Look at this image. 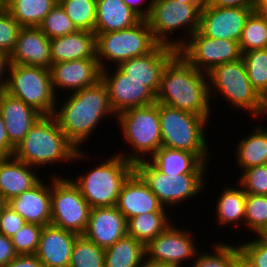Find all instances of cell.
Listing matches in <instances>:
<instances>
[{"instance_id": "6da1fadb", "label": "cell", "mask_w": 267, "mask_h": 267, "mask_svg": "<svg viewBox=\"0 0 267 267\" xmlns=\"http://www.w3.org/2000/svg\"><path fill=\"white\" fill-rule=\"evenodd\" d=\"M65 93L67 100L64 98L61 104L56 102L58 106L52 116L67 139L80 150L84 145L82 143L87 142L88 137L94 134L102 119L112 115V118H117V115L111 107L108 89L102 79L77 92Z\"/></svg>"}, {"instance_id": "7a4b0ae2", "label": "cell", "mask_w": 267, "mask_h": 267, "mask_svg": "<svg viewBox=\"0 0 267 267\" xmlns=\"http://www.w3.org/2000/svg\"><path fill=\"white\" fill-rule=\"evenodd\" d=\"M207 79L206 73L197 70L177 54L163 70L156 102L211 117L213 109Z\"/></svg>"}, {"instance_id": "3957f363", "label": "cell", "mask_w": 267, "mask_h": 267, "mask_svg": "<svg viewBox=\"0 0 267 267\" xmlns=\"http://www.w3.org/2000/svg\"><path fill=\"white\" fill-rule=\"evenodd\" d=\"M86 155L82 149L78 150L67 139L52 115L42 116L16 146L13 154L21 162L37 169L46 167L50 163L52 165L57 162L60 164L79 162Z\"/></svg>"}, {"instance_id": "277c9868", "label": "cell", "mask_w": 267, "mask_h": 267, "mask_svg": "<svg viewBox=\"0 0 267 267\" xmlns=\"http://www.w3.org/2000/svg\"><path fill=\"white\" fill-rule=\"evenodd\" d=\"M135 171L133 162L120 154L108 158L79 176L70 177L90 208L116 206L123 184Z\"/></svg>"}, {"instance_id": "5b68a950", "label": "cell", "mask_w": 267, "mask_h": 267, "mask_svg": "<svg viewBox=\"0 0 267 267\" xmlns=\"http://www.w3.org/2000/svg\"><path fill=\"white\" fill-rule=\"evenodd\" d=\"M158 110L162 146L195 153L208 163L212 152L208 150L205 127L210 122V118L160 103H158Z\"/></svg>"}, {"instance_id": "8992f818", "label": "cell", "mask_w": 267, "mask_h": 267, "mask_svg": "<svg viewBox=\"0 0 267 267\" xmlns=\"http://www.w3.org/2000/svg\"><path fill=\"white\" fill-rule=\"evenodd\" d=\"M124 141L133 153H119L133 162L149 159L161 146V126L158 103L128 109L117 115L115 119ZM146 157H145V156Z\"/></svg>"}, {"instance_id": "52a82bcc", "label": "cell", "mask_w": 267, "mask_h": 267, "mask_svg": "<svg viewBox=\"0 0 267 267\" xmlns=\"http://www.w3.org/2000/svg\"><path fill=\"white\" fill-rule=\"evenodd\" d=\"M200 13L201 9L192 3L154 0L146 20L159 44L179 50L189 37L199 30ZM179 29L187 32H184L185 35L183 34L180 39L171 38V35L174 36Z\"/></svg>"}, {"instance_id": "ba28073f", "label": "cell", "mask_w": 267, "mask_h": 267, "mask_svg": "<svg viewBox=\"0 0 267 267\" xmlns=\"http://www.w3.org/2000/svg\"><path fill=\"white\" fill-rule=\"evenodd\" d=\"M207 76L210 99L213 96L217 99L220 94L232 108L248 111L251 117L262 119L260 97L248 79L242 58L215 66Z\"/></svg>"}, {"instance_id": "9c48e42d", "label": "cell", "mask_w": 267, "mask_h": 267, "mask_svg": "<svg viewBox=\"0 0 267 267\" xmlns=\"http://www.w3.org/2000/svg\"><path fill=\"white\" fill-rule=\"evenodd\" d=\"M158 45L147 20H141L128 29L96 34V59L103 70L109 64L118 66L123 61L146 55Z\"/></svg>"}, {"instance_id": "30bf717a", "label": "cell", "mask_w": 267, "mask_h": 267, "mask_svg": "<svg viewBox=\"0 0 267 267\" xmlns=\"http://www.w3.org/2000/svg\"><path fill=\"white\" fill-rule=\"evenodd\" d=\"M4 91L43 116L53 115L59 97L52 87L50 69L21 64H10Z\"/></svg>"}, {"instance_id": "8fae6325", "label": "cell", "mask_w": 267, "mask_h": 267, "mask_svg": "<svg viewBox=\"0 0 267 267\" xmlns=\"http://www.w3.org/2000/svg\"><path fill=\"white\" fill-rule=\"evenodd\" d=\"M135 171L148 184L165 208L177 207L188 202L206 188V173H185L174 176L161 172L150 160L145 159L135 164ZM176 205V206H175Z\"/></svg>"}, {"instance_id": "7c38bea8", "label": "cell", "mask_w": 267, "mask_h": 267, "mask_svg": "<svg viewBox=\"0 0 267 267\" xmlns=\"http://www.w3.org/2000/svg\"><path fill=\"white\" fill-rule=\"evenodd\" d=\"M51 184V225L83 235L88 226L90 206L69 178L54 173Z\"/></svg>"}, {"instance_id": "4fadbf2b", "label": "cell", "mask_w": 267, "mask_h": 267, "mask_svg": "<svg viewBox=\"0 0 267 267\" xmlns=\"http://www.w3.org/2000/svg\"><path fill=\"white\" fill-rule=\"evenodd\" d=\"M191 66L208 73L222 63L234 62L242 58L239 42L228 39H214L195 31L178 50Z\"/></svg>"}, {"instance_id": "5bb4252c", "label": "cell", "mask_w": 267, "mask_h": 267, "mask_svg": "<svg viewBox=\"0 0 267 267\" xmlns=\"http://www.w3.org/2000/svg\"><path fill=\"white\" fill-rule=\"evenodd\" d=\"M190 230L170 225L165 231L145 245V256L172 267H182L185 261L192 262L199 249ZM194 237V238H193ZM184 262V263H183ZM184 267V266H183Z\"/></svg>"}, {"instance_id": "9a60e30c", "label": "cell", "mask_w": 267, "mask_h": 267, "mask_svg": "<svg viewBox=\"0 0 267 267\" xmlns=\"http://www.w3.org/2000/svg\"><path fill=\"white\" fill-rule=\"evenodd\" d=\"M101 71V79L108 89L111 107L119 115L131 108L154 104L156 95L142 82L127 78L117 66ZM113 73V74H112Z\"/></svg>"}, {"instance_id": "2e32d148", "label": "cell", "mask_w": 267, "mask_h": 267, "mask_svg": "<svg viewBox=\"0 0 267 267\" xmlns=\"http://www.w3.org/2000/svg\"><path fill=\"white\" fill-rule=\"evenodd\" d=\"M253 7H215L205 5L200 13L199 31L206 37L239 42Z\"/></svg>"}, {"instance_id": "e0dca14e", "label": "cell", "mask_w": 267, "mask_h": 267, "mask_svg": "<svg viewBox=\"0 0 267 267\" xmlns=\"http://www.w3.org/2000/svg\"><path fill=\"white\" fill-rule=\"evenodd\" d=\"M178 54V50L159 44L152 52L121 62L117 67L127 78L142 82L157 95L164 68Z\"/></svg>"}, {"instance_id": "ac0fdd59", "label": "cell", "mask_w": 267, "mask_h": 267, "mask_svg": "<svg viewBox=\"0 0 267 267\" xmlns=\"http://www.w3.org/2000/svg\"><path fill=\"white\" fill-rule=\"evenodd\" d=\"M101 71L97 59L54 63L50 67L54 93L57 96L59 89L70 90V93H74L92 86L101 80Z\"/></svg>"}, {"instance_id": "d6986e66", "label": "cell", "mask_w": 267, "mask_h": 267, "mask_svg": "<svg viewBox=\"0 0 267 267\" xmlns=\"http://www.w3.org/2000/svg\"><path fill=\"white\" fill-rule=\"evenodd\" d=\"M116 207L127 221L144 213L168 212V208L160 203L148 184L136 171L123 184Z\"/></svg>"}, {"instance_id": "ffe728a7", "label": "cell", "mask_w": 267, "mask_h": 267, "mask_svg": "<svg viewBox=\"0 0 267 267\" xmlns=\"http://www.w3.org/2000/svg\"><path fill=\"white\" fill-rule=\"evenodd\" d=\"M83 235L105 249L128 235L127 219L116 206L91 208Z\"/></svg>"}, {"instance_id": "44dd1931", "label": "cell", "mask_w": 267, "mask_h": 267, "mask_svg": "<svg viewBox=\"0 0 267 267\" xmlns=\"http://www.w3.org/2000/svg\"><path fill=\"white\" fill-rule=\"evenodd\" d=\"M10 64L39 66L52 65L50 39L38 27H22L10 54Z\"/></svg>"}, {"instance_id": "7402d4cb", "label": "cell", "mask_w": 267, "mask_h": 267, "mask_svg": "<svg viewBox=\"0 0 267 267\" xmlns=\"http://www.w3.org/2000/svg\"><path fill=\"white\" fill-rule=\"evenodd\" d=\"M0 113L2 115L10 144L16 146L24 139L30 128L43 116L21 99L0 91Z\"/></svg>"}, {"instance_id": "603a6c76", "label": "cell", "mask_w": 267, "mask_h": 267, "mask_svg": "<svg viewBox=\"0 0 267 267\" xmlns=\"http://www.w3.org/2000/svg\"><path fill=\"white\" fill-rule=\"evenodd\" d=\"M79 235L53 225L43 226L36 256L43 267H69L71 252Z\"/></svg>"}, {"instance_id": "cb8c5ba5", "label": "cell", "mask_w": 267, "mask_h": 267, "mask_svg": "<svg viewBox=\"0 0 267 267\" xmlns=\"http://www.w3.org/2000/svg\"><path fill=\"white\" fill-rule=\"evenodd\" d=\"M44 182L40 181L7 203L26 223L41 226L51 224V185Z\"/></svg>"}, {"instance_id": "d4e9b609", "label": "cell", "mask_w": 267, "mask_h": 267, "mask_svg": "<svg viewBox=\"0 0 267 267\" xmlns=\"http://www.w3.org/2000/svg\"><path fill=\"white\" fill-rule=\"evenodd\" d=\"M32 168L14 156L0 157V193L7 202L43 181Z\"/></svg>"}, {"instance_id": "484cf974", "label": "cell", "mask_w": 267, "mask_h": 267, "mask_svg": "<svg viewBox=\"0 0 267 267\" xmlns=\"http://www.w3.org/2000/svg\"><path fill=\"white\" fill-rule=\"evenodd\" d=\"M52 64L80 59H96V34L77 30L62 37L50 39Z\"/></svg>"}, {"instance_id": "4316f807", "label": "cell", "mask_w": 267, "mask_h": 267, "mask_svg": "<svg viewBox=\"0 0 267 267\" xmlns=\"http://www.w3.org/2000/svg\"><path fill=\"white\" fill-rule=\"evenodd\" d=\"M141 20L122 0H96L95 34L128 29Z\"/></svg>"}, {"instance_id": "83f0119b", "label": "cell", "mask_w": 267, "mask_h": 267, "mask_svg": "<svg viewBox=\"0 0 267 267\" xmlns=\"http://www.w3.org/2000/svg\"><path fill=\"white\" fill-rule=\"evenodd\" d=\"M149 160L166 175L205 173L208 163L197 154L161 146Z\"/></svg>"}, {"instance_id": "f1b7e54d", "label": "cell", "mask_w": 267, "mask_h": 267, "mask_svg": "<svg viewBox=\"0 0 267 267\" xmlns=\"http://www.w3.org/2000/svg\"><path fill=\"white\" fill-rule=\"evenodd\" d=\"M255 129V130H254ZM242 137L235 148L237 166L242 171L259 165L267 164V128L258 125L253 131Z\"/></svg>"}, {"instance_id": "f546056e", "label": "cell", "mask_w": 267, "mask_h": 267, "mask_svg": "<svg viewBox=\"0 0 267 267\" xmlns=\"http://www.w3.org/2000/svg\"><path fill=\"white\" fill-rule=\"evenodd\" d=\"M220 197L216 200V217L218 225L229 227L242 226L245 218L246 192L240 186L232 185L221 190ZM241 225H240V224Z\"/></svg>"}, {"instance_id": "4dcf8cb0", "label": "cell", "mask_w": 267, "mask_h": 267, "mask_svg": "<svg viewBox=\"0 0 267 267\" xmlns=\"http://www.w3.org/2000/svg\"><path fill=\"white\" fill-rule=\"evenodd\" d=\"M145 257V245L125 236L105 248V267H139Z\"/></svg>"}, {"instance_id": "1f68e13d", "label": "cell", "mask_w": 267, "mask_h": 267, "mask_svg": "<svg viewBox=\"0 0 267 267\" xmlns=\"http://www.w3.org/2000/svg\"><path fill=\"white\" fill-rule=\"evenodd\" d=\"M168 214L169 212H149L130 218L127 221L128 236L146 245L173 224L172 217Z\"/></svg>"}, {"instance_id": "d6a6232c", "label": "cell", "mask_w": 267, "mask_h": 267, "mask_svg": "<svg viewBox=\"0 0 267 267\" xmlns=\"http://www.w3.org/2000/svg\"><path fill=\"white\" fill-rule=\"evenodd\" d=\"M58 0H6V9L21 27H38Z\"/></svg>"}, {"instance_id": "836d02e7", "label": "cell", "mask_w": 267, "mask_h": 267, "mask_svg": "<svg viewBox=\"0 0 267 267\" xmlns=\"http://www.w3.org/2000/svg\"><path fill=\"white\" fill-rule=\"evenodd\" d=\"M267 48V15L253 11L247 18L239 40L241 54Z\"/></svg>"}, {"instance_id": "e575fe53", "label": "cell", "mask_w": 267, "mask_h": 267, "mask_svg": "<svg viewBox=\"0 0 267 267\" xmlns=\"http://www.w3.org/2000/svg\"><path fill=\"white\" fill-rule=\"evenodd\" d=\"M69 267H105V249L79 235L71 252Z\"/></svg>"}, {"instance_id": "d590c367", "label": "cell", "mask_w": 267, "mask_h": 267, "mask_svg": "<svg viewBox=\"0 0 267 267\" xmlns=\"http://www.w3.org/2000/svg\"><path fill=\"white\" fill-rule=\"evenodd\" d=\"M77 30L94 32L96 0H58Z\"/></svg>"}, {"instance_id": "8d00e7d4", "label": "cell", "mask_w": 267, "mask_h": 267, "mask_svg": "<svg viewBox=\"0 0 267 267\" xmlns=\"http://www.w3.org/2000/svg\"><path fill=\"white\" fill-rule=\"evenodd\" d=\"M219 243L213 244V253L205 251L204 253L199 252L196 254L195 259L192 261V267H232L233 265V256L240 249L239 244H229L224 243L220 240ZM237 245V246H235Z\"/></svg>"}, {"instance_id": "74e56055", "label": "cell", "mask_w": 267, "mask_h": 267, "mask_svg": "<svg viewBox=\"0 0 267 267\" xmlns=\"http://www.w3.org/2000/svg\"><path fill=\"white\" fill-rule=\"evenodd\" d=\"M242 59L252 87L260 94L267 85V48L247 51Z\"/></svg>"}, {"instance_id": "f35d334b", "label": "cell", "mask_w": 267, "mask_h": 267, "mask_svg": "<svg viewBox=\"0 0 267 267\" xmlns=\"http://www.w3.org/2000/svg\"><path fill=\"white\" fill-rule=\"evenodd\" d=\"M244 226L257 236L267 226V195L246 194Z\"/></svg>"}, {"instance_id": "ab89813d", "label": "cell", "mask_w": 267, "mask_h": 267, "mask_svg": "<svg viewBox=\"0 0 267 267\" xmlns=\"http://www.w3.org/2000/svg\"><path fill=\"white\" fill-rule=\"evenodd\" d=\"M38 28L49 39L62 37L77 31V28L59 3L45 16Z\"/></svg>"}, {"instance_id": "60d3db41", "label": "cell", "mask_w": 267, "mask_h": 267, "mask_svg": "<svg viewBox=\"0 0 267 267\" xmlns=\"http://www.w3.org/2000/svg\"><path fill=\"white\" fill-rule=\"evenodd\" d=\"M43 226L25 223L12 237L17 255H34L37 252Z\"/></svg>"}, {"instance_id": "b9f144b4", "label": "cell", "mask_w": 267, "mask_h": 267, "mask_svg": "<svg viewBox=\"0 0 267 267\" xmlns=\"http://www.w3.org/2000/svg\"><path fill=\"white\" fill-rule=\"evenodd\" d=\"M237 185L246 194L267 195V164L253 166L242 171Z\"/></svg>"}, {"instance_id": "7bdbcfd3", "label": "cell", "mask_w": 267, "mask_h": 267, "mask_svg": "<svg viewBox=\"0 0 267 267\" xmlns=\"http://www.w3.org/2000/svg\"><path fill=\"white\" fill-rule=\"evenodd\" d=\"M21 28L7 9L0 13V51L13 52Z\"/></svg>"}, {"instance_id": "ee69618b", "label": "cell", "mask_w": 267, "mask_h": 267, "mask_svg": "<svg viewBox=\"0 0 267 267\" xmlns=\"http://www.w3.org/2000/svg\"><path fill=\"white\" fill-rule=\"evenodd\" d=\"M239 243L240 249L254 262L257 267H267V241L259 236L252 240Z\"/></svg>"}, {"instance_id": "f6af8a7d", "label": "cell", "mask_w": 267, "mask_h": 267, "mask_svg": "<svg viewBox=\"0 0 267 267\" xmlns=\"http://www.w3.org/2000/svg\"><path fill=\"white\" fill-rule=\"evenodd\" d=\"M26 221L8 204L0 213V234L11 238Z\"/></svg>"}, {"instance_id": "bcb514c9", "label": "cell", "mask_w": 267, "mask_h": 267, "mask_svg": "<svg viewBox=\"0 0 267 267\" xmlns=\"http://www.w3.org/2000/svg\"><path fill=\"white\" fill-rule=\"evenodd\" d=\"M16 256L11 238L0 234V267L6 266Z\"/></svg>"}, {"instance_id": "7dc6e473", "label": "cell", "mask_w": 267, "mask_h": 267, "mask_svg": "<svg viewBox=\"0 0 267 267\" xmlns=\"http://www.w3.org/2000/svg\"><path fill=\"white\" fill-rule=\"evenodd\" d=\"M4 267H43L39 258L34 255H17Z\"/></svg>"}, {"instance_id": "c3c4849f", "label": "cell", "mask_w": 267, "mask_h": 267, "mask_svg": "<svg viewBox=\"0 0 267 267\" xmlns=\"http://www.w3.org/2000/svg\"><path fill=\"white\" fill-rule=\"evenodd\" d=\"M125 4L128 5L130 9H132L142 20H146L150 14L151 6L153 5L154 0H122ZM149 1V2H148ZM147 3V8L145 4ZM144 7H142V6Z\"/></svg>"}, {"instance_id": "681fc988", "label": "cell", "mask_w": 267, "mask_h": 267, "mask_svg": "<svg viewBox=\"0 0 267 267\" xmlns=\"http://www.w3.org/2000/svg\"><path fill=\"white\" fill-rule=\"evenodd\" d=\"M15 148L10 144L6 127L0 113V157L13 156Z\"/></svg>"}, {"instance_id": "f907efd6", "label": "cell", "mask_w": 267, "mask_h": 267, "mask_svg": "<svg viewBox=\"0 0 267 267\" xmlns=\"http://www.w3.org/2000/svg\"><path fill=\"white\" fill-rule=\"evenodd\" d=\"M207 5L215 7H253L254 0H207Z\"/></svg>"}, {"instance_id": "816d5d0a", "label": "cell", "mask_w": 267, "mask_h": 267, "mask_svg": "<svg viewBox=\"0 0 267 267\" xmlns=\"http://www.w3.org/2000/svg\"><path fill=\"white\" fill-rule=\"evenodd\" d=\"M9 67H10V55L0 51V91L5 89Z\"/></svg>"}, {"instance_id": "f5cc1de1", "label": "cell", "mask_w": 267, "mask_h": 267, "mask_svg": "<svg viewBox=\"0 0 267 267\" xmlns=\"http://www.w3.org/2000/svg\"><path fill=\"white\" fill-rule=\"evenodd\" d=\"M232 267H257V266L241 249H239L233 256Z\"/></svg>"}, {"instance_id": "db71d44e", "label": "cell", "mask_w": 267, "mask_h": 267, "mask_svg": "<svg viewBox=\"0 0 267 267\" xmlns=\"http://www.w3.org/2000/svg\"><path fill=\"white\" fill-rule=\"evenodd\" d=\"M139 267H172V266L162 263V262L150 260L149 258L145 256L143 260L141 261Z\"/></svg>"}, {"instance_id": "11a10c76", "label": "cell", "mask_w": 267, "mask_h": 267, "mask_svg": "<svg viewBox=\"0 0 267 267\" xmlns=\"http://www.w3.org/2000/svg\"><path fill=\"white\" fill-rule=\"evenodd\" d=\"M260 97V105H261V117H265L267 115V85L265 89L259 94Z\"/></svg>"}, {"instance_id": "9f6ffc18", "label": "cell", "mask_w": 267, "mask_h": 267, "mask_svg": "<svg viewBox=\"0 0 267 267\" xmlns=\"http://www.w3.org/2000/svg\"><path fill=\"white\" fill-rule=\"evenodd\" d=\"M253 9L257 13L267 15V0H254Z\"/></svg>"}, {"instance_id": "6f0895ef", "label": "cell", "mask_w": 267, "mask_h": 267, "mask_svg": "<svg viewBox=\"0 0 267 267\" xmlns=\"http://www.w3.org/2000/svg\"><path fill=\"white\" fill-rule=\"evenodd\" d=\"M176 1L180 3H192L198 6L201 10L205 5H207V0H176Z\"/></svg>"}, {"instance_id": "680465c9", "label": "cell", "mask_w": 267, "mask_h": 267, "mask_svg": "<svg viewBox=\"0 0 267 267\" xmlns=\"http://www.w3.org/2000/svg\"><path fill=\"white\" fill-rule=\"evenodd\" d=\"M7 203L8 202L5 200V198L3 197V195L0 193V213L7 206Z\"/></svg>"}, {"instance_id": "91938a15", "label": "cell", "mask_w": 267, "mask_h": 267, "mask_svg": "<svg viewBox=\"0 0 267 267\" xmlns=\"http://www.w3.org/2000/svg\"><path fill=\"white\" fill-rule=\"evenodd\" d=\"M263 240L267 241V226L264 228V230L258 235Z\"/></svg>"}, {"instance_id": "94428289", "label": "cell", "mask_w": 267, "mask_h": 267, "mask_svg": "<svg viewBox=\"0 0 267 267\" xmlns=\"http://www.w3.org/2000/svg\"><path fill=\"white\" fill-rule=\"evenodd\" d=\"M6 9V0H0V13Z\"/></svg>"}]
</instances>
